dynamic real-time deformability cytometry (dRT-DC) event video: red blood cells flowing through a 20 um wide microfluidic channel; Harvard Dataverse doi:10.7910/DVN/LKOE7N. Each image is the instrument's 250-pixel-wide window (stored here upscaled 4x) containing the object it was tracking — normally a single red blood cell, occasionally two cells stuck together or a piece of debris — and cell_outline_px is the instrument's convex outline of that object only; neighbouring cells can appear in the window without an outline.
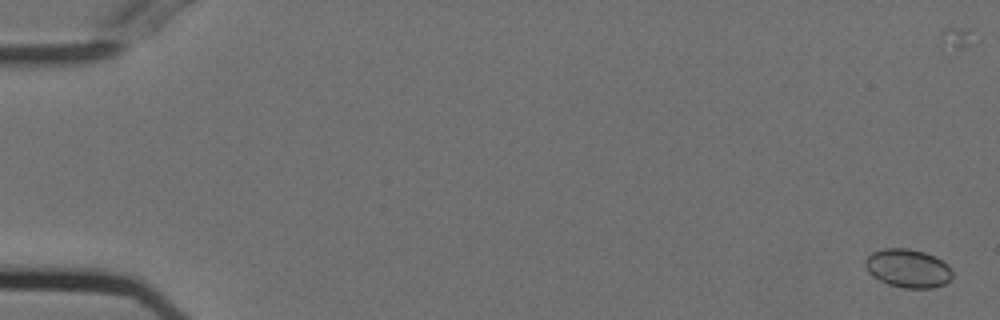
{"species": "Egyptian fruit bat (a non-hibernating species)", "species_latin": "Rousettus aegyptiacus", "temperature_condition": "cold", "stored_images_in_passage": 57, "camera_frame_rate_fps": 3000, "um_per_image_px": 0.085, "animal": {"sex": "female"}, "frame": {"image": 1, "passage_image": 2, "time_ms": 0.333, "image_size_px": [1000, 320], "cell_outline_px": [[952, 276], [944, 284], [932, 288], [904, 288], [888, 284], [872, 276], [868, 272], [864, 264], [864, 260], [872, 252], [884, 248], [908, 248], [924, 252], [936, 256], [948, 264], [952, 268]], "centroid_in_image_um": [77.17, 22.79], "position_along_channel_um": 7.8, "area_um2": 19.71}}
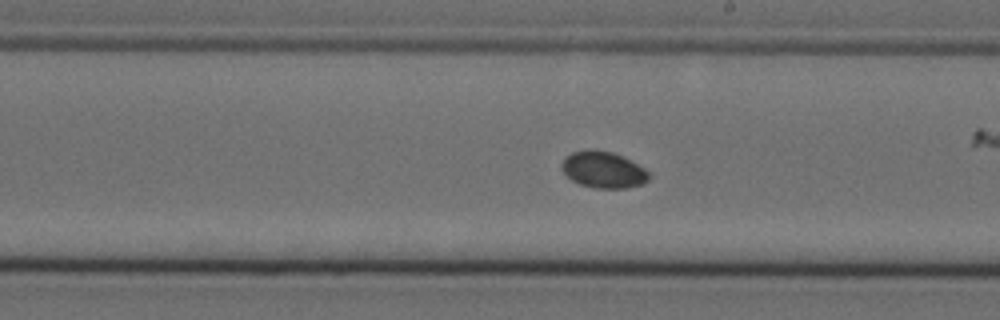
{"frame": {"image": 2, "passage_image": 33, "time_ms": 10.667, "image_size_px": [1000, 320], "cell_outline_px": [[652, 176], [648, 180], [640, 184], [624, 188], [596, 188], [580, 184], [572, 180], [560, 168], [560, 164], [564, 156], [572, 152], [588, 148], [596, 148], [612, 152], [624, 156], [644, 168]], "centroid_in_image_um": [51.25, 14.39], "position_along_channel_um": 237.7, "area_um2": 18.84}}
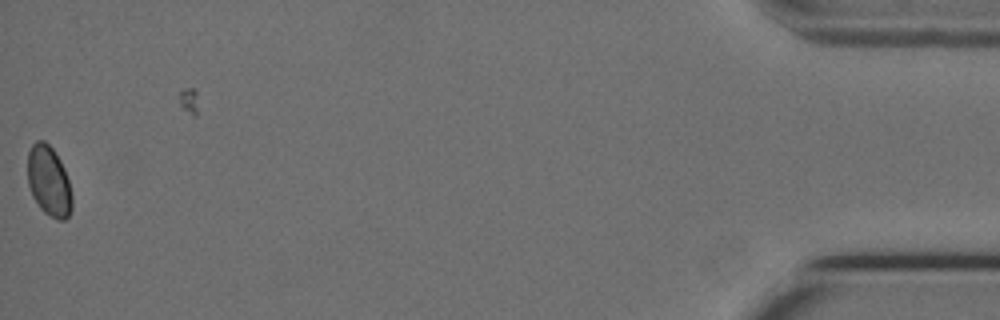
{"frame": {"image": 3, "passage_image": 56, "time_ms": 18.333, "image_size_px": [1000, 320], "cell_outline_px": [[72, 208], [68, 216], [64, 220], [56, 220], [44, 212], [40, 208], [32, 196], [28, 184], [28, 152], [32, 144], [36, 140], [44, 140], [52, 148], [60, 160], [64, 168], [68, 180], [72, 196]], "centroid_in_image_um": [4.15, 15.4], "position_along_channel_um": 431.1, "area_um2": 18.21}}